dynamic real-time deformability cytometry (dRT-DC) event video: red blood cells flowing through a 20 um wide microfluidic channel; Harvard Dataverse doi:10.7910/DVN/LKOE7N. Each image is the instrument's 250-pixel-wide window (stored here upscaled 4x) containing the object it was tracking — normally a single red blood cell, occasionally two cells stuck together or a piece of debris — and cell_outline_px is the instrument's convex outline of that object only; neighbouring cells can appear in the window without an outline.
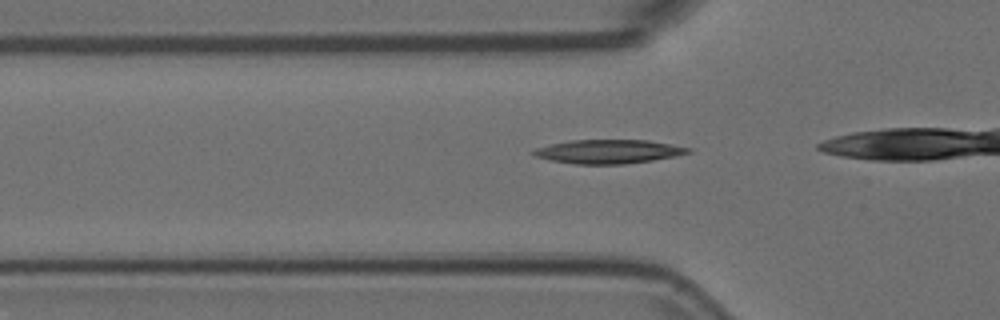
{"species": "Egyptian fruit bat (a non-hibernating species)", "species_latin": "Rousettus aegyptiacus", "temperature_condition": "room temperature", "stored_images_in_passage": 8, "camera_frame_rate_fps": 3000, "um_per_image_px": 0.085, "animal": {"sex": "female"}, "frame": {"image": 1, "passage_image": 3, "time_ms": 0.667, "image_size_px": [1000, 320], "cell_outline_px": [[692, 152], [676, 156], [652, 160], [624, 164], [576, 164], [548, 160], [536, 156], [528, 152], [536, 148], [568, 140], [648, 140], [692, 148]], "centroid_in_image_um": [51.71, 12.88], "position_along_channel_um": 74.1, "area_um2": 21.56}}
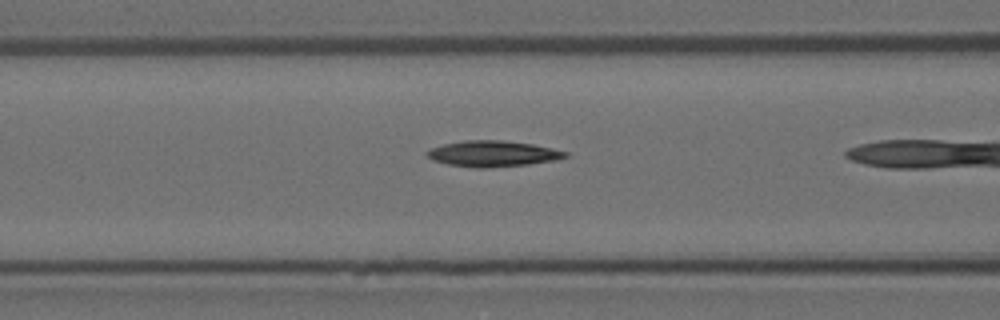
{"frame": {"image": 2, "passage_image": 7, "time_ms": 2.0, "image_size_px": [1000, 320], "cell_outline_px": [[568, 156], [556, 160], [528, 164], [488, 168], [476, 168], [448, 164], [432, 160], [424, 152], [432, 148], [444, 144], [464, 140], [500, 140], [532, 144], [552, 148], [568, 152]], "centroid_in_image_um": [41.88, 13.06], "position_along_channel_um": 124.7, "area_um2": 20.81}}